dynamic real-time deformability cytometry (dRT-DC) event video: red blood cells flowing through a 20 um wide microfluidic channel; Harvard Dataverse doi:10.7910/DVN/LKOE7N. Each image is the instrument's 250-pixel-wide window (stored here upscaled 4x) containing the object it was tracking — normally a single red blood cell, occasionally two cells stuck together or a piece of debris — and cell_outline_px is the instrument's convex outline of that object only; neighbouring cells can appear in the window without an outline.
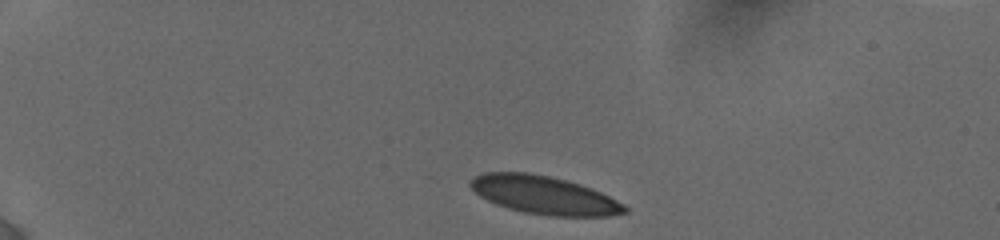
{"species": "human", "species_latin": "Homo sapiens", "temperature_condition": "cold", "stored_images_in_passage": 36, "camera_frame_rate_fps": 3000, "um_per_image_px": 0.085, "donor": {"sex": "female"}, "frame": {"image": 1, "passage_image": 1, "time_ms": 0.0, "image_size_px": [1000, 240], "cell_outline_px": [[628, 212], [608, 216], [548, 216], [524, 212], [508, 208], [496, 204], [480, 196], [468, 184], [468, 180], [472, 176], [484, 172], [528, 172], [548, 176], [564, 180], [600, 192], [624, 204], [628, 208]], "centroid_in_image_um": [46.2, 16.58], "position_along_channel_um": 38.8, "area_um2": 34.1}}
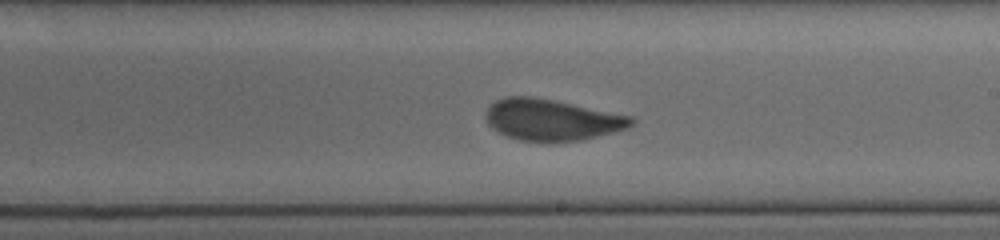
{"frame": {"image": 2, "passage_image": 19, "time_ms": 7.333, "image_size_px": [1000, 240], "cell_outline_px": [[636, 120], [628, 128], [580, 140], [520, 140], [496, 132], [488, 124], [484, 116], [484, 112], [496, 100], [504, 96], [532, 96], [632, 116]], "centroid_in_image_um": [46.85, 10.16], "position_along_channel_um": 242.1, "area_um2": 34.51}}
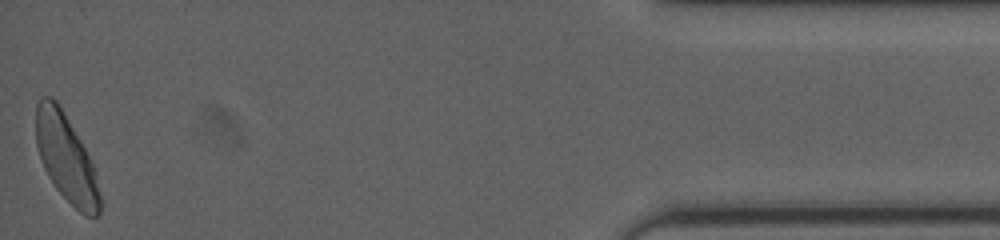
{"frame": {"image": 3, "passage_image": 36, "time_ms": 14.0, "image_size_px": [1000, 240], "cell_outline_px": [[104, 204], [100, 212], [96, 216], [84, 216], [56, 188], [48, 176], [44, 168], [36, 144], [36, 104], [40, 96], [52, 96], [56, 100], [80, 140], [92, 164]], "centroid_in_image_um": [5.63, 13.45], "position_along_channel_um": 429.6, "area_um2": 32.31}, "authors_computed_cell_mechanics": {"area_um2": 34.969, "velocity_mm_per_s": 3.8115, "shape_relaxation_time_tau1_ms": 3.6712, "shape_relaxation_time_tau2_ms": 0.6046, "deformation_change_tau1": 0.161, "deformation_change_tau2": 0.067}}